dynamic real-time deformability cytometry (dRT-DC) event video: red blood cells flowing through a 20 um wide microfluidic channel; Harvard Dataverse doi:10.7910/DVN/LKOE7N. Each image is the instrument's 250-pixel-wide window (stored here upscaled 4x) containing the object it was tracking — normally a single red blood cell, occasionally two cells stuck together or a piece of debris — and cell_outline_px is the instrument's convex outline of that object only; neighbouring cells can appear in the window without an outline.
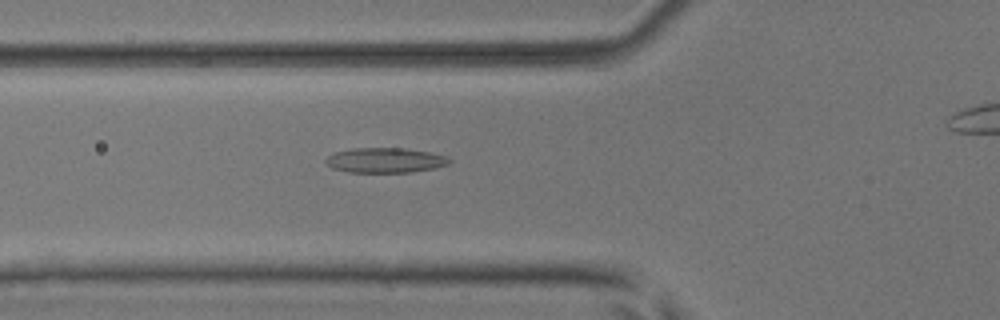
{"species": "common noctule bat (a hibernating species)", "species_latin": "Nyctalus noctula", "temperature_condition": "room temperature", "stored_images_in_passage": 48, "camera_frame_rate_fps": 3000, "um_per_image_px": 0.085, "animal": {"sex": "male", "body_mass_g": 17.9, "forearm_length_mm": 54.2}, "frame": {"image": 1, "passage_image": 20, "time_ms": 6.333, "image_size_px": [1000, 320], "cell_outline_px": [[452, 160], [448, 164], [436, 168], [412, 172], [348, 172], [332, 168], [324, 160], [332, 152], [352, 148], [404, 148], [428, 152], [448, 156]], "centroid_in_image_um": [32.74, 13.62], "position_along_channel_um": 93.1, "area_um2": 18.09}}
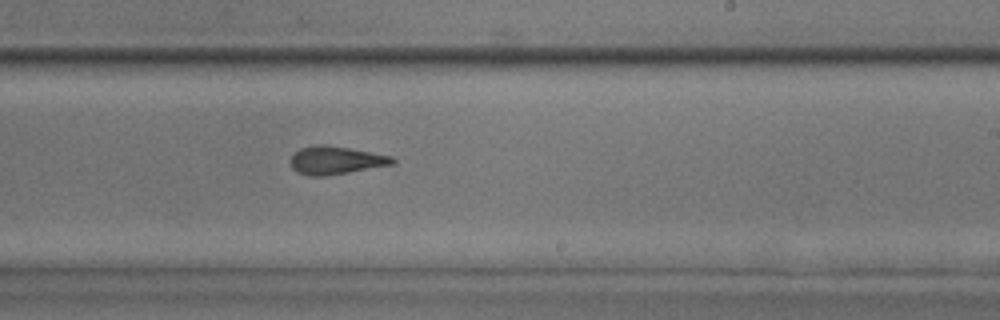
{"frame": {"image": 2, "passage_image": 33, "time_ms": 10.667, "image_size_px": [1000, 320], "cell_outline_px": [[396, 164], [324, 176], [308, 176], [296, 172], [292, 168], [288, 160], [300, 148], [312, 144], [328, 144], [392, 156], [396, 160]], "centroid_in_image_um": [28.51, 13.61], "position_along_channel_um": 260.5, "area_um2": 16.94}}
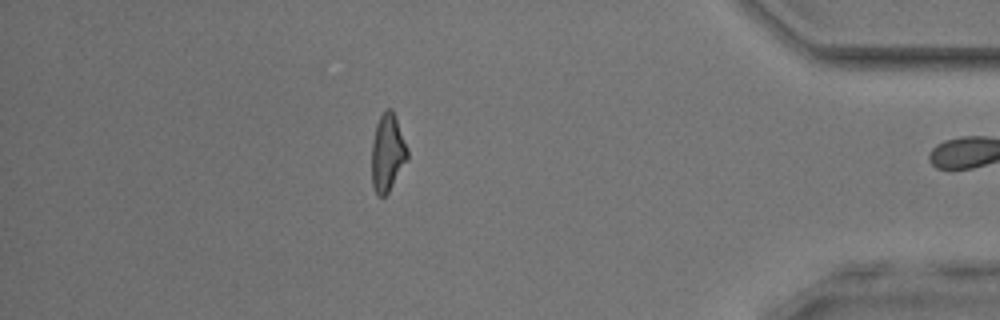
{"frame": {"image": 3, "passage_image": 47, "time_ms": 15.333, "image_size_px": [1000, 320], "cell_outline_px": [[408, 160], [388, 192], [384, 196], [376, 196], [372, 184], [372, 140], [376, 124], [380, 116], [388, 108], [392, 108], [408, 148]], "centroid_in_image_um": [32.94, 12.99], "position_along_channel_um": 402.3, "area_um2": 16.18}, "authors_computed_cell_mechanics": {"area_um2": 17.1955, "velocity_mm_per_s": 3.8683, "shape_relaxation_time_tau1_ms": null, "shape_relaxation_time_tau2_ms": 2.4733, "deformation_change_tau1": null, "deformation_change_tau2": 0.1179}}